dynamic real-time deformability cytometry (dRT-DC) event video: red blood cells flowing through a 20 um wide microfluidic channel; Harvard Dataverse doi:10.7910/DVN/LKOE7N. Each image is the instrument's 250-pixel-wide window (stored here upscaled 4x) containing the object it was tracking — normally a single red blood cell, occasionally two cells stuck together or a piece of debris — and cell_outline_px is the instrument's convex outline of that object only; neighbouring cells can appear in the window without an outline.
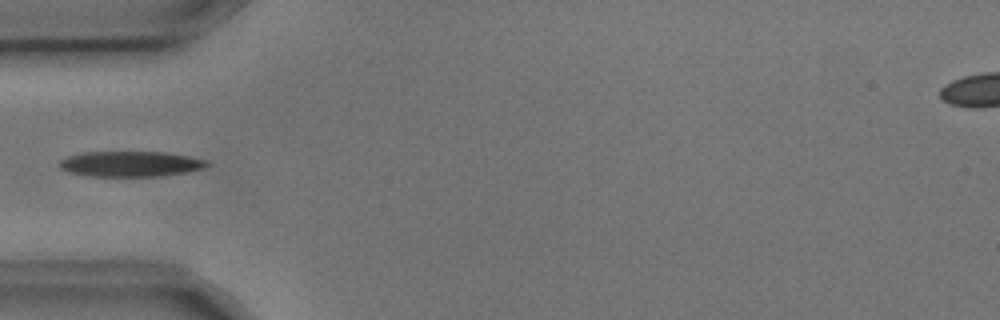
{"species": "common noctule bat (a hibernating species)", "species_latin": "Nyctalus noctula", "temperature_condition": "cold", "stored_images_in_passage": 6, "camera_frame_rate_fps": 3000, "um_per_image_px": 0.085, "animal": {"sex": "male", "body_mass_g": 17.9, "forearm_length_mm": 54.2}, "frame": {"image": 1, "passage_image": 5, "time_ms": 1.333, "image_size_px": [1000, 320], "cell_outline_px": [[212, 164], [204, 168], [188, 172], [160, 176], [88, 176], [68, 172], [60, 168], [56, 164], [60, 160], [68, 156], [84, 152], [164, 152], [188, 156], [208, 160]], "centroid_in_image_um": [11.1, 13.93], "position_along_channel_um": 73.9, "area_um2": 22.08}}